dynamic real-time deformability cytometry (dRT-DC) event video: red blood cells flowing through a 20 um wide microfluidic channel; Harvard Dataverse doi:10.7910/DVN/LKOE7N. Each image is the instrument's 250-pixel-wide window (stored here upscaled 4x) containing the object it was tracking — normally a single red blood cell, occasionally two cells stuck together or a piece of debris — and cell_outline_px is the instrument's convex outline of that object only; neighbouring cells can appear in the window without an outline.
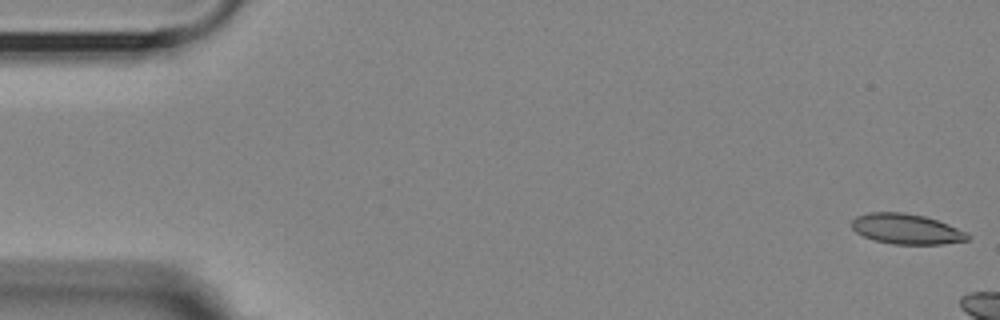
{"species": "Egyptian fruit bat (a non-hibernating species)", "species_latin": "Rousettus aegyptiacus", "temperature_condition": "room temperature", "stored_images_in_passage": 10, "camera_frame_rate_fps": 3000, "um_per_image_px": 0.085, "animal": {"sex": "female"}, "frame": {"image": 1, "passage_image": 1, "time_ms": 0.0, "image_size_px": [1000, 320], "cell_outline_px": [[972, 236], [968, 240], [940, 244], [892, 244], [876, 240], [864, 236], [856, 232], [852, 228], [852, 220], [856, 216], [868, 212], [904, 212], [924, 216], [948, 224], [968, 232]], "centroid_in_image_um": [77.06, 19.46], "position_along_channel_um": 7.9, "area_um2": 20.46}}